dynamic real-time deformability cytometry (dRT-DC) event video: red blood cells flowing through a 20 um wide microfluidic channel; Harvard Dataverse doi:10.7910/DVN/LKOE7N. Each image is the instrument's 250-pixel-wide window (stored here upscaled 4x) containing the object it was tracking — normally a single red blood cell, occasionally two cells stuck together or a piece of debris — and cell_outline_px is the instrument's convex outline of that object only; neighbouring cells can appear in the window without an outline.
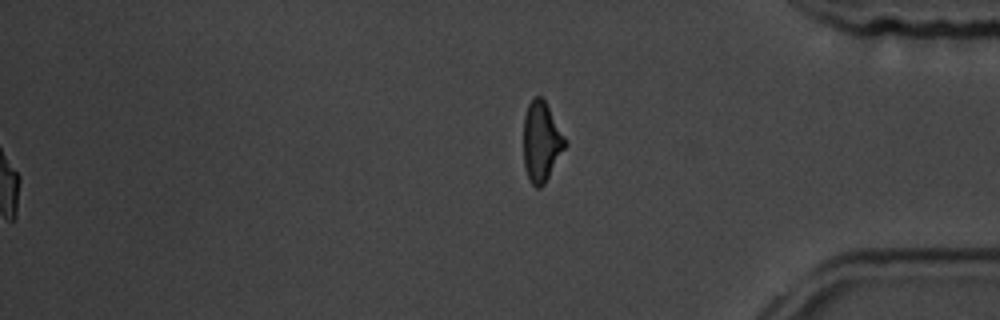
{"species": "common noctule bat (a hibernating species)", "species_latin": "Nyctalus noctula", "temperature_condition": "room temperature", "stored_images_in_passage": 59, "segment_of_instrument_passage": [2, 2], "camera_frame_rate_fps": 3000, "um_per_image_px": 0.085, "animal": {"sex": "male", "body_mass_g": 19.5, "forearm_length_mm": 54.6}, "frame": {"image": 1, "passage_image": 59, "time_ms": 19.333, "image_size_px": [1000, 320], "cell_outline_px": [[568, 144], [544, 184], [540, 188], [536, 188], [528, 180], [524, 168], [524, 116], [528, 104], [532, 96], [540, 96], [544, 100], [564, 136]], "centroid_in_image_um": [46.0, 12.07], "position_along_channel_um": 389.2, "area_um2": 19.36}}